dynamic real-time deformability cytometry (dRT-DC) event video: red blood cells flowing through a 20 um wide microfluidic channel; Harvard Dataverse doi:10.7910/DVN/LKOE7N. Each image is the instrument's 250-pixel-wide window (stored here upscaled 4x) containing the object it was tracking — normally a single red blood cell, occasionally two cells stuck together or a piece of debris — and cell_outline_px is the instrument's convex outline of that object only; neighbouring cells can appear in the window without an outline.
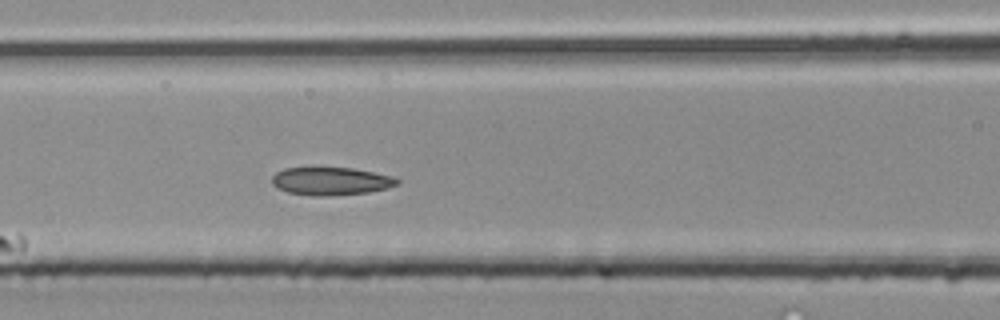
{"species": "common noctule bat (a hibernating species)", "species_latin": "Nyctalus noctula", "temperature_condition": "room temperature", "stored_images_in_passage": 5, "camera_frame_rate_fps": 3000, "um_per_image_px": 0.085, "animal": {"sex": "male", "body_mass_g": 20.4}, "frame": {"image": 1, "passage_image": 5, "time_ms": 1.333, "image_size_px": [1000, 320], "cell_outline_px": [[400, 184], [388, 188], [368, 192], [328, 196], [312, 196], [288, 192], [276, 188], [272, 184], [272, 176], [276, 172], [284, 168], [352, 168], [396, 176], [400, 180]], "centroid_in_image_um": [28.16, 15.4], "position_along_channel_um": 138.4, "area_um2": 20.58}}